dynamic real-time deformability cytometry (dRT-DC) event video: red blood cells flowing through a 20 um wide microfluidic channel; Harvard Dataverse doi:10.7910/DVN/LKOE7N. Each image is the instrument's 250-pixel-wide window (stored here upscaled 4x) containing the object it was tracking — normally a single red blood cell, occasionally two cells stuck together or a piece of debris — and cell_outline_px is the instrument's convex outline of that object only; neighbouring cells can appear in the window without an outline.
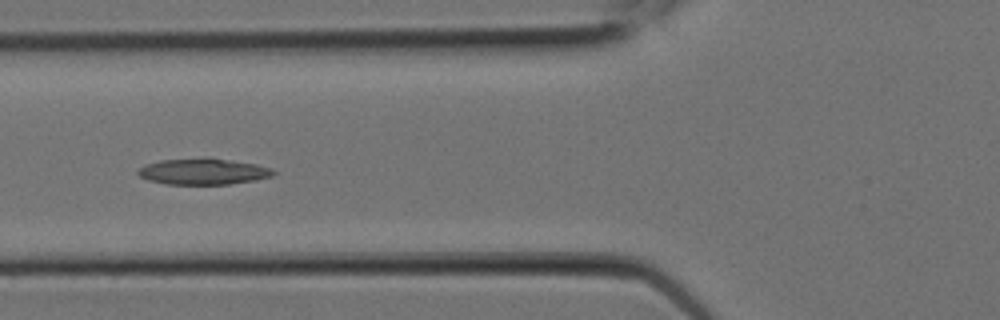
{"species": "Egyptian fruit bat (a non-hibernating species)", "species_latin": "Rousettus aegyptiacus", "temperature_condition": "room temperature", "stored_images_in_passage": 8, "camera_frame_rate_fps": 3000, "um_per_image_px": 0.085, "animal": {"sex": "female"}, "frame": {"image": 1, "passage_image": 6, "time_ms": 1.667, "image_size_px": [1000, 320], "cell_outline_px": [[276, 172], [272, 176], [256, 180], [228, 184], [164, 184], [148, 180], [140, 176], [136, 172], [144, 164], [160, 160], [208, 156], [256, 164], [272, 168]], "centroid_in_image_um": [17.26, 14.56], "position_along_channel_um": 108.5, "area_um2": 21.04}}
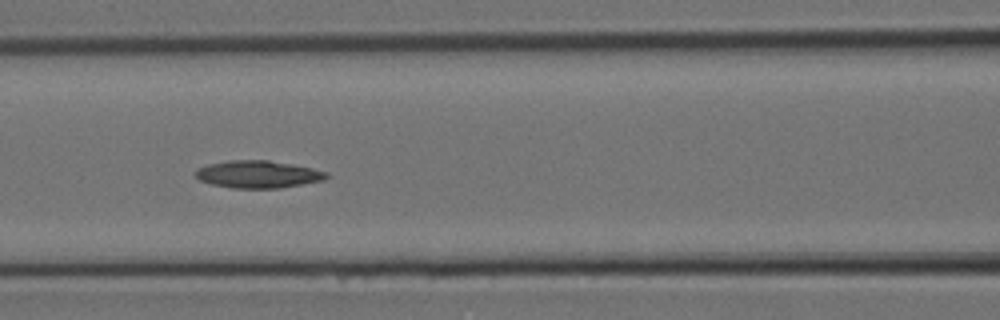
{"frame": {"image": 2, "passage_image": 7, "time_ms": 2.0, "image_size_px": [1000, 320], "cell_outline_px": [[332, 176], [324, 180], [280, 188], [232, 188], [212, 184], [200, 180], [196, 176], [196, 172], [200, 168], [208, 164], [228, 160], [268, 160], [292, 164], [312, 168], [328, 172]], "centroid_in_image_um": [21.99, 14.81], "position_along_channel_um": 144.6, "area_um2": 20.87}}
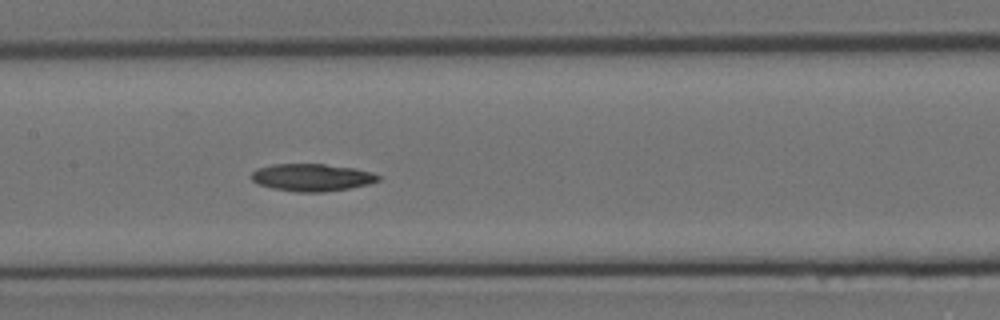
{"frame": {"image": 3, "passage_image": 8, "time_ms": 2.333, "image_size_px": [1000, 320], "cell_outline_px": [[380, 180], [368, 184], [348, 188], [324, 192], [296, 192], [272, 188], [260, 184], [252, 180], [252, 172], [256, 168], [272, 164], [324, 164], [356, 168], [372, 172], [380, 176]], "centroid_in_image_um": [26.52, 15.07], "position_along_channel_um": 180.9, "area_um2": 20.23}}